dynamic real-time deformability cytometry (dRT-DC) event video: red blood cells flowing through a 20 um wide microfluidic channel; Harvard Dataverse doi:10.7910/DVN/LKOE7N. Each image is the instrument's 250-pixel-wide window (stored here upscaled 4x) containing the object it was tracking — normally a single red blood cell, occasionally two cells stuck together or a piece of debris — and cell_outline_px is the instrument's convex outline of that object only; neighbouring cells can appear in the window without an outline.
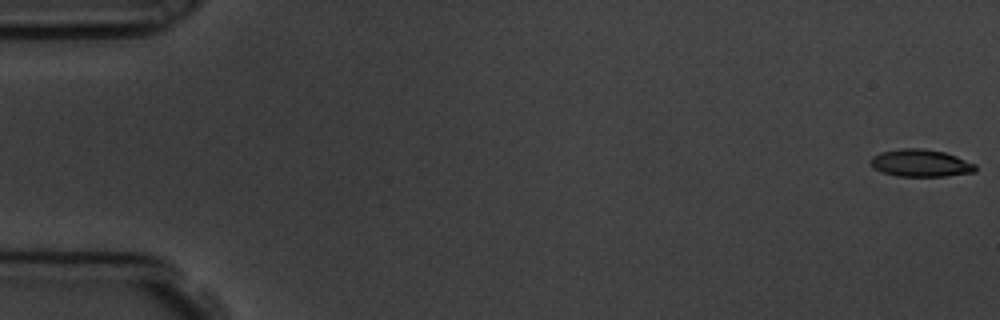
{"species": "common noctule bat (a hibernating species)", "species_latin": "Nyctalus noctula", "temperature_condition": "room temperature", "stored_images_in_passage": 52, "camera_frame_rate_fps": 3000, "um_per_image_px": 0.085, "animal": {"sex": "male", "body_mass_g": 19.5, "forearm_length_mm": 54.6}, "frame": {"image": 1, "passage_image": 1, "time_ms": 0.0, "image_size_px": [1000, 320], "cell_outline_px": [[972, 168], [960, 172], [932, 176], [912, 176], [892, 172], [892, 152], [940, 152], [952, 156], [960, 160]], "centroid_in_image_um": [78.74, 13.93], "position_along_channel_um": 6.3, "area_um2": 11.1}}
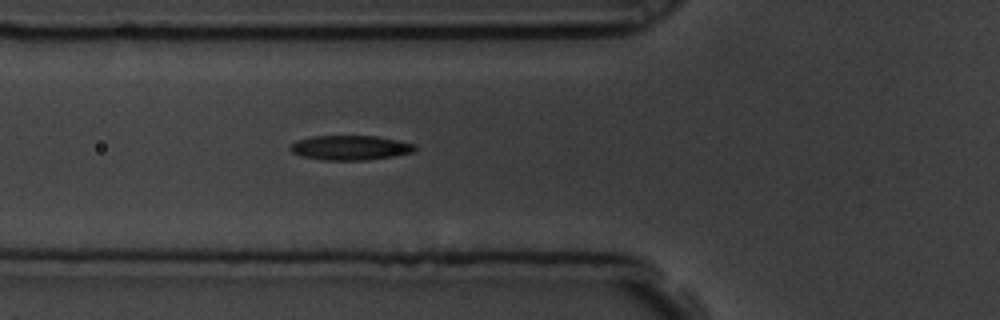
{"frame": {"image": 2, "passage_image": 20, "time_ms": 6.333, "image_size_px": [1000, 320], "cell_outline_px": [[408, 148], [400, 152], [376, 156], [324, 156], [300, 152], [296, 148], [300, 144], [316, 140], [380, 140], [404, 144]], "centroid_in_image_um": [29.83, 12.57], "position_along_channel_um": 96.0, "area_um2": 10.81}}
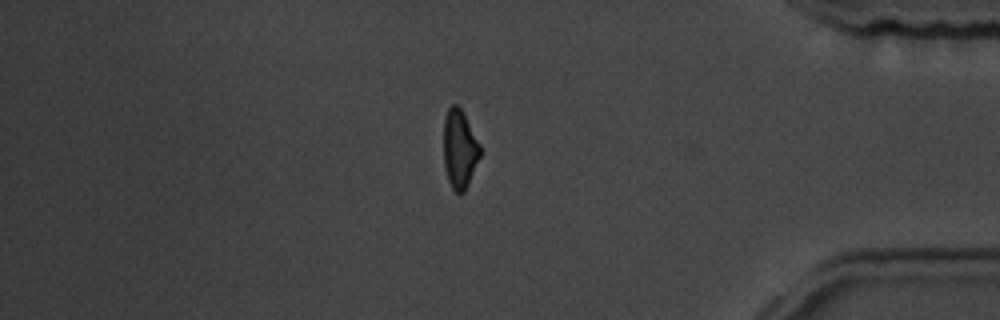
{"frame": {"image": 3, "passage_image": 46, "time_ms": 15.0, "image_size_px": [1000, 320], "cell_outline_px": [[480, 152], [464, 188], [460, 192], [456, 188], [448, 172], [444, 144], [444, 136], [448, 116], [452, 108], [456, 108], [460, 112], [480, 148]], "centroid_in_image_um": [39.08, 12.68], "position_along_channel_um": 396.1, "area_um2": 13.64}}